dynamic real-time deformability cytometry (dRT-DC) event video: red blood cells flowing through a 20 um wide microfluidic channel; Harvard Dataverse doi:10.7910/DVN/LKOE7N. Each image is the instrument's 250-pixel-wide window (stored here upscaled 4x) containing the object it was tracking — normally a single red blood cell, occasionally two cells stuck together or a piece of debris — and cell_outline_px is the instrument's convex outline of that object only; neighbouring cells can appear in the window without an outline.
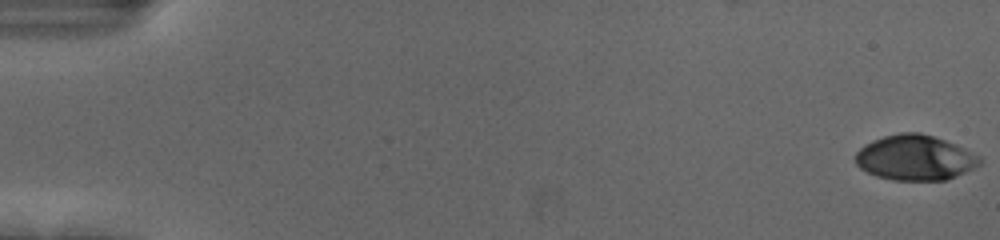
{"species": "human", "species_latin": "Homo sapiens", "temperature_condition": "cold", "stored_images_in_passage": 56, "camera_frame_rate_fps": 3000, "um_per_image_px": 0.085, "donor": {"sex": "female"}, "frame": {"image": 1, "passage_image": 1, "time_ms": 0.0, "image_size_px": [1000, 240], "cell_outline_px": [[984, 160], [980, 164], [956, 176], [944, 180], [892, 180], [876, 176], [860, 168], [856, 164], [856, 152], [864, 144], [872, 140], [884, 136], [900, 132], [920, 132], [956, 144], [980, 156]], "centroid_in_image_um": [77.77, 13.4], "position_along_channel_um": 7.2, "area_um2": 32.71}}
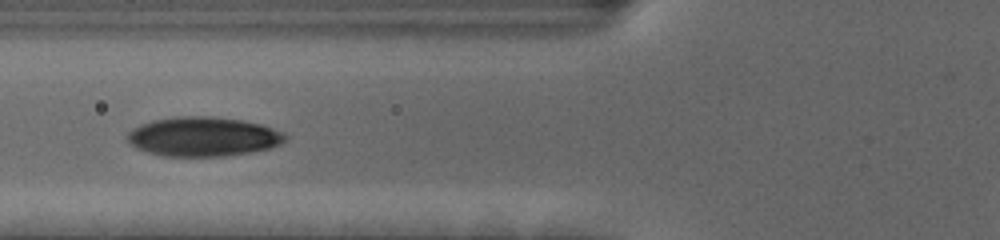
{"frame": {"image": 2, "passage_image": 23, "time_ms": 7.333, "image_size_px": [1000, 240], "cell_outline_px": [[288, 140], [280, 144], [268, 148], [252, 152], [224, 156], [164, 156], [148, 152], [136, 148], [128, 140], [128, 132], [132, 128], [140, 124], [152, 120], [176, 116], [212, 116], [240, 120], [260, 124], [284, 132], [288, 136]], "centroid_in_image_um": [17.28, 11.61], "position_along_channel_um": 108.5, "area_um2": 36.3}}
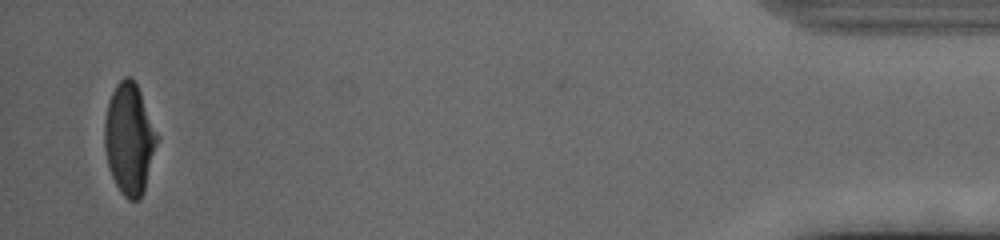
{"frame": {"image": 3, "passage_image": 55, "time_ms": 18.0, "image_size_px": [1000, 240], "cell_outline_px": [[160, 136], [144, 192], [140, 200], [128, 200], [120, 192], [112, 176], [108, 164], [104, 148], [104, 120], [108, 104], [112, 92], [116, 84], [124, 76], [128, 76], [136, 84], [140, 92]], "centroid_in_image_um": [11.01, 11.83], "position_along_channel_um": 424.2, "area_um2": 34.28}, "authors_computed_cell_mechanics": {"area_um2": 34.7667, "velocity_mm_per_s": 3.6716, "shape_relaxation_time_tau1_ms": 4.1956, "shape_relaxation_time_tau2_ms": 0.9039, "deformation_change_tau1": 0.1913, "deformation_change_tau2": 0.0488}}